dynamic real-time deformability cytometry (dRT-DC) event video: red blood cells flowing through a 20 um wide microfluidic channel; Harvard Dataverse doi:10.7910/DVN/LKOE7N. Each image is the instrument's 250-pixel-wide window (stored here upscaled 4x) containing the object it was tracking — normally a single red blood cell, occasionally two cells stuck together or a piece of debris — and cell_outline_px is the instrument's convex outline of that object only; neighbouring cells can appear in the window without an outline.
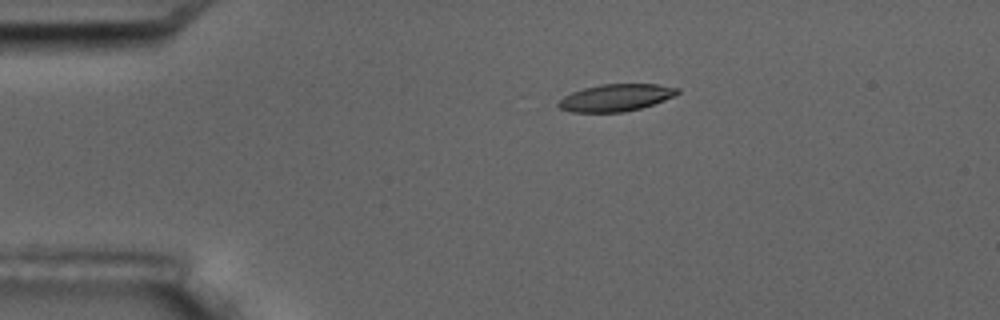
{"species": "common noctule bat (a hibernating species)", "species_latin": "Nyctalus noctula", "temperature_condition": "room temperature", "stored_images_in_passage": 5, "camera_frame_rate_fps": 3000, "um_per_image_px": 0.085, "animal": {"sex": "male", "body_mass_g": 17.5, "forearm_length_mm": 52.3}, "frame": {"image": 1, "passage_image": 3, "time_ms": 3.0, "image_size_px": [1000, 320], "cell_outline_px": [[680, 92], [676, 96], [640, 108], [624, 112], [572, 112], [560, 108], [556, 104], [564, 96], [572, 92], [584, 88], [600, 84], [656, 84], [680, 88]], "centroid_in_image_um": [52.36, 8.29], "position_along_channel_um": 32.6, "area_um2": 18.79}}
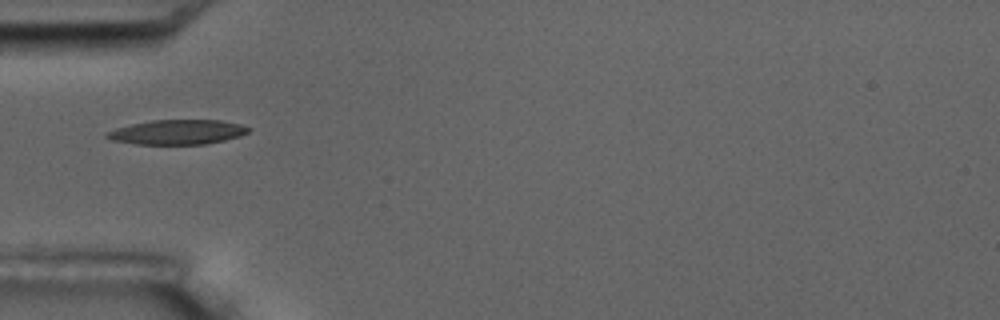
{"frame": {"image": 2, "passage_image": 5, "time_ms": 5.333, "image_size_px": [1000, 320], "cell_outline_px": [[252, 128], [248, 132], [240, 136], [224, 140], [204, 144], [136, 144], [112, 140], [104, 136], [104, 132], [116, 128], [132, 124], [152, 120], [220, 120], [240, 124]], "centroid_in_image_um": [15.07, 11.22], "position_along_channel_um": 69.9, "area_um2": 20.35}}